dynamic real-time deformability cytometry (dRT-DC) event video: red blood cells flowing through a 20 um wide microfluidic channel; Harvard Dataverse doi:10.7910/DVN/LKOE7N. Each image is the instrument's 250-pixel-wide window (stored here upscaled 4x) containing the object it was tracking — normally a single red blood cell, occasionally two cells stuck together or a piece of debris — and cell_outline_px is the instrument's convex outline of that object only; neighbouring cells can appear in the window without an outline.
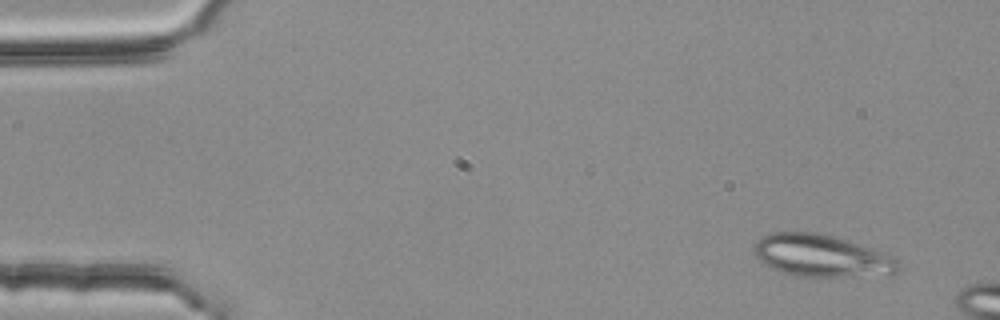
{"species": "common noctule bat (a hibernating species)", "species_latin": "Nyctalus noctula", "temperature_condition": "room temperature", "stored_images_in_passage": 3, "camera_frame_rate_fps": 3000, "um_per_image_px": 0.085, "animal": {"sex": "female", "body_mass_g": 25.1}, "frame": {"image": 1, "passage_image": 1, "time_ms": 0.0, "image_size_px": [1000, 320], "cell_outline_px": [[900, 264], [896, 272], [844, 276], [796, 276], [780, 272], [772, 268], [760, 260], [752, 252], [752, 244], [756, 240], [768, 232], [816, 232], [848, 240], [880, 252], [896, 260]], "centroid_in_image_um": [69.68, 21.71], "position_along_channel_um": 15.3, "area_um2": 34.85}}